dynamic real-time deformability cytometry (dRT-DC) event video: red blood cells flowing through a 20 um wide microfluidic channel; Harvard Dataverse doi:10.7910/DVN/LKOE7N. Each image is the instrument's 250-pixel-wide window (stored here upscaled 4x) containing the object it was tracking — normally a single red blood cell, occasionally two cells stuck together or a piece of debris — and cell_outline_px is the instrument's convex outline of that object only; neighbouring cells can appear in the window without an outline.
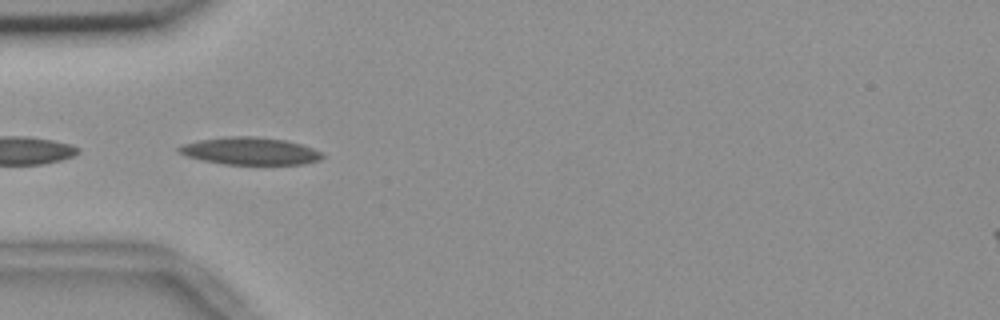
{"species": "common noctule bat (a hibernating species)", "species_latin": "Nyctalus noctula", "temperature_condition": "room temperature", "stored_images_in_passage": 7, "camera_frame_rate_fps": 3000, "um_per_image_px": 0.085, "animal": {"sex": "female", "body_mass_g": 18.4}, "frame": {"image": 1, "passage_image": 1, "time_ms": 0.0, "image_size_px": [1000, 320], "cell_outline_px": [[324, 156], [320, 160], [304, 164], [224, 164], [204, 160], [188, 156], [176, 152], [176, 148], [180, 144], [200, 140], [224, 136], [256, 136], [284, 140], [300, 144], [312, 148], [320, 152]], "centroid_in_image_um": [21.21, 12.83], "position_along_channel_um": 63.8, "area_um2": 22.89}}